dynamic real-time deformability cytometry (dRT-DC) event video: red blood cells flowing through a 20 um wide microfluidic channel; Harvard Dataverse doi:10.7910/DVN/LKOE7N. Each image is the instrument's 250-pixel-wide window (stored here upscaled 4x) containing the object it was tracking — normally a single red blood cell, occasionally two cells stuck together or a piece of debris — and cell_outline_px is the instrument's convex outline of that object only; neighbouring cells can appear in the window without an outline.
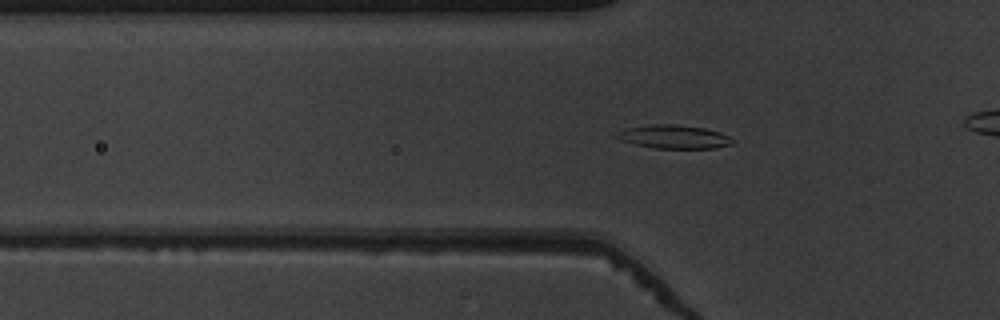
{"species": "common noctule bat (a hibernating species)", "species_latin": "Nyctalus noctula", "temperature_condition": "warm", "stored_images_in_passage": 44, "segment_of_instrument_passage": [1, 2], "camera_frame_rate_fps": 3000, "um_per_image_px": 0.085, "animal": {"sex": "male", "body_mass_g": 19.5, "forearm_length_mm": 54.6}, "frame": {"image": 1, "passage_image": 18, "time_ms": 5.667, "image_size_px": [1000, 320], "cell_outline_px": [[732, 144], [716, 148], [652, 148], [620, 140], [612, 136], [628, 128], [652, 124], [676, 124], [704, 128], [720, 132], [728, 136], [732, 140]], "centroid_in_image_um": [57.28, 11.63], "position_along_channel_um": 68.5, "area_um2": 15.72}}
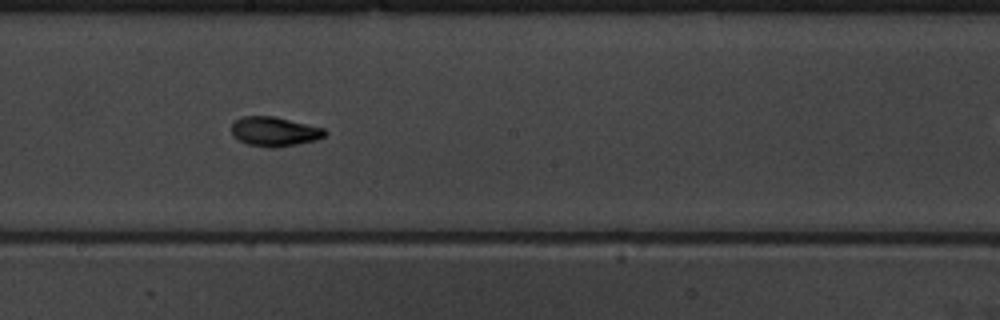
{"frame": {"image": 2, "passage_image": 30, "time_ms": 9.667, "image_size_px": [1000, 320], "cell_outline_px": [[328, 132], [324, 136], [316, 140], [296, 144], [272, 148], [268, 148], [248, 144], [232, 136], [232, 124], [240, 116], [272, 116], [324, 128]], "centroid_in_image_um": [23.31, 11.18], "position_along_channel_um": 224.9, "area_um2": 15.9}}
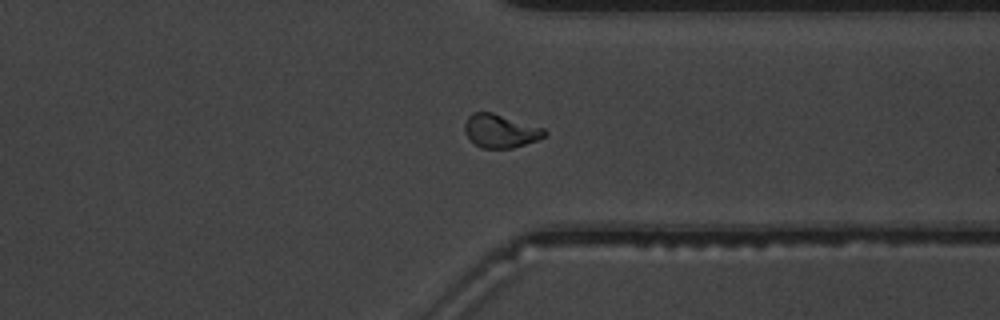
{"frame": {"image": 3, "passage_image": 41, "time_ms": 13.333, "image_size_px": [1000, 320], "cell_outline_px": [[548, 132], [544, 136], [536, 140], [512, 148], [480, 148], [464, 132], [464, 124], [468, 116], [472, 112], [492, 112], [544, 128]], "centroid_in_image_um": [42.52, 11.12], "position_along_channel_um": 368.9, "area_um2": 15.43}}